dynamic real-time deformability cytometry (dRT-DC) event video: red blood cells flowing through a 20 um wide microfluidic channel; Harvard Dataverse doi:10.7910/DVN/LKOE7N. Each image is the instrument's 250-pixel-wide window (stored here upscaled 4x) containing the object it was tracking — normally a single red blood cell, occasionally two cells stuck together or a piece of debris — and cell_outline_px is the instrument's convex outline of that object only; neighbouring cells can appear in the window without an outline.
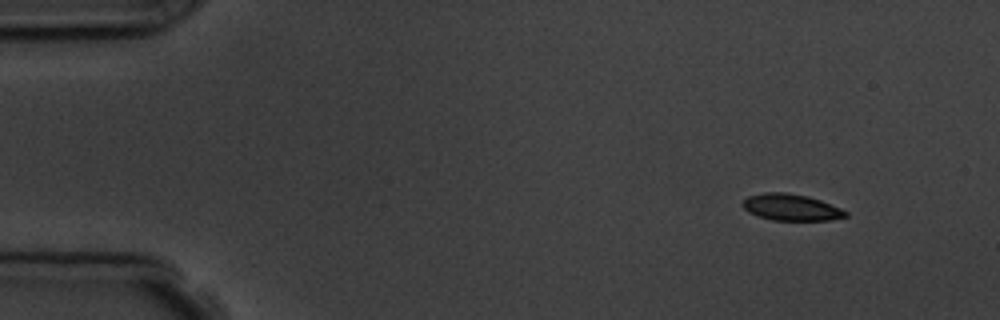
{"species": "common noctule bat (a hibernating species)", "species_latin": "Nyctalus noctula", "temperature_condition": "room temperature", "stored_images_in_passage": 5, "segment_of_instrument_passage": [1, 2], "camera_frame_rate_fps": 3000, "um_per_image_px": 0.085, "animal": {"sex": "male", "body_mass_g": 19.5, "forearm_length_mm": 54.6}, "frame": {"image": 1, "passage_image": 1, "time_ms": 0.0, "image_size_px": [1000, 320], "cell_outline_px": [[848, 216], [828, 220], [772, 220], [748, 212], [744, 208], [744, 200], [748, 196], [764, 192], [788, 192], [808, 196], [820, 200], [840, 208], [848, 212]], "centroid_in_image_um": [67.26, 17.61], "position_along_channel_um": 17.7, "area_um2": 15.78}}
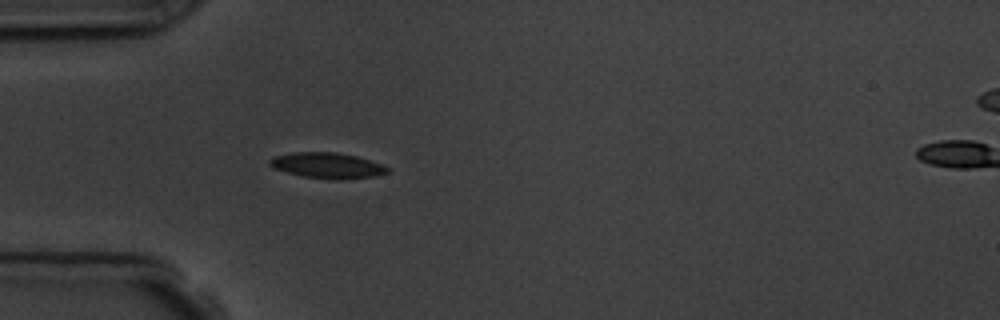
{"frame": {"image": 2, "passage_image": 4, "time_ms": 3.667, "image_size_px": [1000, 320], "cell_outline_px": [[388, 172], [376, 176], [336, 180], [304, 176], [288, 172], [276, 168], [268, 164], [268, 160], [272, 156], [292, 152], [336, 152], [356, 156], [380, 164], [388, 168]], "centroid_in_image_um": [27.79, 14.05], "position_along_channel_um": 57.2, "area_um2": 17.4}}